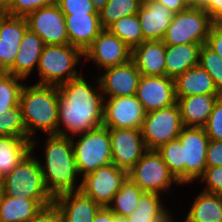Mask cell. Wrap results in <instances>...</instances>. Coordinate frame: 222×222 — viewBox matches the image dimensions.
<instances>
[{"label": "cell", "instance_id": "cell-22", "mask_svg": "<svg viewBox=\"0 0 222 222\" xmlns=\"http://www.w3.org/2000/svg\"><path fill=\"white\" fill-rule=\"evenodd\" d=\"M222 94H200L176 98L184 127L203 128Z\"/></svg>", "mask_w": 222, "mask_h": 222}, {"label": "cell", "instance_id": "cell-39", "mask_svg": "<svg viewBox=\"0 0 222 222\" xmlns=\"http://www.w3.org/2000/svg\"><path fill=\"white\" fill-rule=\"evenodd\" d=\"M203 128L210 140H222V96L216 101Z\"/></svg>", "mask_w": 222, "mask_h": 222}, {"label": "cell", "instance_id": "cell-52", "mask_svg": "<svg viewBox=\"0 0 222 222\" xmlns=\"http://www.w3.org/2000/svg\"><path fill=\"white\" fill-rule=\"evenodd\" d=\"M114 222H129L125 216H117L114 214Z\"/></svg>", "mask_w": 222, "mask_h": 222}, {"label": "cell", "instance_id": "cell-36", "mask_svg": "<svg viewBox=\"0 0 222 222\" xmlns=\"http://www.w3.org/2000/svg\"><path fill=\"white\" fill-rule=\"evenodd\" d=\"M0 135L28 137L20 104L0 114Z\"/></svg>", "mask_w": 222, "mask_h": 222}, {"label": "cell", "instance_id": "cell-16", "mask_svg": "<svg viewBox=\"0 0 222 222\" xmlns=\"http://www.w3.org/2000/svg\"><path fill=\"white\" fill-rule=\"evenodd\" d=\"M136 97L146 113L170 107L177 102L174 78L141 75Z\"/></svg>", "mask_w": 222, "mask_h": 222}, {"label": "cell", "instance_id": "cell-5", "mask_svg": "<svg viewBox=\"0 0 222 222\" xmlns=\"http://www.w3.org/2000/svg\"><path fill=\"white\" fill-rule=\"evenodd\" d=\"M31 151L5 177L4 194L24 199H54L46 189L37 156Z\"/></svg>", "mask_w": 222, "mask_h": 222}, {"label": "cell", "instance_id": "cell-46", "mask_svg": "<svg viewBox=\"0 0 222 222\" xmlns=\"http://www.w3.org/2000/svg\"><path fill=\"white\" fill-rule=\"evenodd\" d=\"M93 222H114V213L108 207H100Z\"/></svg>", "mask_w": 222, "mask_h": 222}, {"label": "cell", "instance_id": "cell-40", "mask_svg": "<svg viewBox=\"0 0 222 222\" xmlns=\"http://www.w3.org/2000/svg\"><path fill=\"white\" fill-rule=\"evenodd\" d=\"M198 179L206 183L203 191L222 196V166L206 167Z\"/></svg>", "mask_w": 222, "mask_h": 222}, {"label": "cell", "instance_id": "cell-8", "mask_svg": "<svg viewBox=\"0 0 222 222\" xmlns=\"http://www.w3.org/2000/svg\"><path fill=\"white\" fill-rule=\"evenodd\" d=\"M128 177L144 192H162V195L165 191L170 192L172 184L182 185L170 172L157 150H147L128 172Z\"/></svg>", "mask_w": 222, "mask_h": 222}, {"label": "cell", "instance_id": "cell-14", "mask_svg": "<svg viewBox=\"0 0 222 222\" xmlns=\"http://www.w3.org/2000/svg\"><path fill=\"white\" fill-rule=\"evenodd\" d=\"M132 50L108 29H103L91 45L84 51L86 60L99 68L124 64L131 60Z\"/></svg>", "mask_w": 222, "mask_h": 222}, {"label": "cell", "instance_id": "cell-50", "mask_svg": "<svg viewBox=\"0 0 222 222\" xmlns=\"http://www.w3.org/2000/svg\"><path fill=\"white\" fill-rule=\"evenodd\" d=\"M13 0H0V12L4 13L12 4Z\"/></svg>", "mask_w": 222, "mask_h": 222}, {"label": "cell", "instance_id": "cell-32", "mask_svg": "<svg viewBox=\"0 0 222 222\" xmlns=\"http://www.w3.org/2000/svg\"><path fill=\"white\" fill-rule=\"evenodd\" d=\"M107 29L119 37L131 50L143 42V34L137 14L122 17Z\"/></svg>", "mask_w": 222, "mask_h": 222}, {"label": "cell", "instance_id": "cell-41", "mask_svg": "<svg viewBox=\"0 0 222 222\" xmlns=\"http://www.w3.org/2000/svg\"><path fill=\"white\" fill-rule=\"evenodd\" d=\"M64 15L71 14H99L91 0H56Z\"/></svg>", "mask_w": 222, "mask_h": 222}, {"label": "cell", "instance_id": "cell-38", "mask_svg": "<svg viewBox=\"0 0 222 222\" xmlns=\"http://www.w3.org/2000/svg\"><path fill=\"white\" fill-rule=\"evenodd\" d=\"M55 3L56 0H13L11 6L4 13L12 16L26 17L37 9Z\"/></svg>", "mask_w": 222, "mask_h": 222}, {"label": "cell", "instance_id": "cell-28", "mask_svg": "<svg viewBox=\"0 0 222 222\" xmlns=\"http://www.w3.org/2000/svg\"><path fill=\"white\" fill-rule=\"evenodd\" d=\"M162 194L144 192L138 202L137 208L127 217L129 222H175L173 216L163 205Z\"/></svg>", "mask_w": 222, "mask_h": 222}, {"label": "cell", "instance_id": "cell-24", "mask_svg": "<svg viewBox=\"0 0 222 222\" xmlns=\"http://www.w3.org/2000/svg\"><path fill=\"white\" fill-rule=\"evenodd\" d=\"M131 59L141 75L165 76V44L163 41H144L132 50Z\"/></svg>", "mask_w": 222, "mask_h": 222}, {"label": "cell", "instance_id": "cell-49", "mask_svg": "<svg viewBox=\"0 0 222 222\" xmlns=\"http://www.w3.org/2000/svg\"><path fill=\"white\" fill-rule=\"evenodd\" d=\"M97 13H100L106 6L108 0H91Z\"/></svg>", "mask_w": 222, "mask_h": 222}, {"label": "cell", "instance_id": "cell-1", "mask_svg": "<svg viewBox=\"0 0 222 222\" xmlns=\"http://www.w3.org/2000/svg\"><path fill=\"white\" fill-rule=\"evenodd\" d=\"M82 74L58 87L57 135L74 137L102 126L104 96ZM62 124V126H61Z\"/></svg>", "mask_w": 222, "mask_h": 222}, {"label": "cell", "instance_id": "cell-35", "mask_svg": "<svg viewBox=\"0 0 222 222\" xmlns=\"http://www.w3.org/2000/svg\"><path fill=\"white\" fill-rule=\"evenodd\" d=\"M157 152L161 155L170 172L183 185V163L180 140L177 138L163 144L157 149Z\"/></svg>", "mask_w": 222, "mask_h": 222}, {"label": "cell", "instance_id": "cell-18", "mask_svg": "<svg viewBox=\"0 0 222 222\" xmlns=\"http://www.w3.org/2000/svg\"><path fill=\"white\" fill-rule=\"evenodd\" d=\"M27 29L25 17L0 14V73L6 72L14 64Z\"/></svg>", "mask_w": 222, "mask_h": 222}, {"label": "cell", "instance_id": "cell-42", "mask_svg": "<svg viewBox=\"0 0 222 222\" xmlns=\"http://www.w3.org/2000/svg\"><path fill=\"white\" fill-rule=\"evenodd\" d=\"M207 167L222 166V140H209L206 152Z\"/></svg>", "mask_w": 222, "mask_h": 222}, {"label": "cell", "instance_id": "cell-30", "mask_svg": "<svg viewBox=\"0 0 222 222\" xmlns=\"http://www.w3.org/2000/svg\"><path fill=\"white\" fill-rule=\"evenodd\" d=\"M183 222H222V196L202 191Z\"/></svg>", "mask_w": 222, "mask_h": 222}, {"label": "cell", "instance_id": "cell-48", "mask_svg": "<svg viewBox=\"0 0 222 222\" xmlns=\"http://www.w3.org/2000/svg\"><path fill=\"white\" fill-rule=\"evenodd\" d=\"M187 8H202V0H182Z\"/></svg>", "mask_w": 222, "mask_h": 222}, {"label": "cell", "instance_id": "cell-26", "mask_svg": "<svg viewBox=\"0 0 222 222\" xmlns=\"http://www.w3.org/2000/svg\"><path fill=\"white\" fill-rule=\"evenodd\" d=\"M54 199H24L5 194L0 200V222H28Z\"/></svg>", "mask_w": 222, "mask_h": 222}, {"label": "cell", "instance_id": "cell-31", "mask_svg": "<svg viewBox=\"0 0 222 222\" xmlns=\"http://www.w3.org/2000/svg\"><path fill=\"white\" fill-rule=\"evenodd\" d=\"M144 191L129 177L122 183L108 208L117 216H128L137 208Z\"/></svg>", "mask_w": 222, "mask_h": 222}, {"label": "cell", "instance_id": "cell-29", "mask_svg": "<svg viewBox=\"0 0 222 222\" xmlns=\"http://www.w3.org/2000/svg\"><path fill=\"white\" fill-rule=\"evenodd\" d=\"M30 152L28 137L0 135V178L9 174Z\"/></svg>", "mask_w": 222, "mask_h": 222}, {"label": "cell", "instance_id": "cell-17", "mask_svg": "<svg viewBox=\"0 0 222 222\" xmlns=\"http://www.w3.org/2000/svg\"><path fill=\"white\" fill-rule=\"evenodd\" d=\"M104 71L105 74L98 77L104 98L136 95L141 73L132 59Z\"/></svg>", "mask_w": 222, "mask_h": 222}, {"label": "cell", "instance_id": "cell-19", "mask_svg": "<svg viewBox=\"0 0 222 222\" xmlns=\"http://www.w3.org/2000/svg\"><path fill=\"white\" fill-rule=\"evenodd\" d=\"M143 34V42L162 41L174 12L155 0H143L137 13Z\"/></svg>", "mask_w": 222, "mask_h": 222}, {"label": "cell", "instance_id": "cell-4", "mask_svg": "<svg viewBox=\"0 0 222 222\" xmlns=\"http://www.w3.org/2000/svg\"><path fill=\"white\" fill-rule=\"evenodd\" d=\"M83 52L70 44L44 45L39 58L36 84L59 87L81 74L76 70Z\"/></svg>", "mask_w": 222, "mask_h": 222}, {"label": "cell", "instance_id": "cell-6", "mask_svg": "<svg viewBox=\"0 0 222 222\" xmlns=\"http://www.w3.org/2000/svg\"><path fill=\"white\" fill-rule=\"evenodd\" d=\"M72 137V146L80 177L112 163L110 129L103 125Z\"/></svg>", "mask_w": 222, "mask_h": 222}, {"label": "cell", "instance_id": "cell-25", "mask_svg": "<svg viewBox=\"0 0 222 222\" xmlns=\"http://www.w3.org/2000/svg\"><path fill=\"white\" fill-rule=\"evenodd\" d=\"M176 98L200 94H221L212 76L200 65L189 68L175 79Z\"/></svg>", "mask_w": 222, "mask_h": 222}, {"label": "cell", "instance_id": "cell-53", "mask_svg": "<svg viewBox=\"0 0 222 222\" xmlns=\"http://www.w3.org/2000/svg\"><path fill=\"white\" fill-rule=\"evenodd\" d=\"M4 195V183H3V179L0 178V200Z\"/></svg>", "mask_w": 222, "mask_h": 222}, {"label": "cell", "instance_id": "cell-37", "mask_svg": "<svg viewBox=\"0 0 222 222\" xmlns=\"http://www.w3.org/2000/svg\"><path fill=\"white\" fill-rule=\"evenodd\" d=\"M199 65L212 76L218 91L222 94V58L204 44L200 49Z\"/></svg>", "mask_w": 222, "mask_h": 222}, {"label": "cell", "instance_id": "cell-45", "mask_svg": "<svg viewBox=\"0 0 222 222\" xmlns=\"http://www.w3.org/2000/svg\"><path fill=\"white\" fill-rule=\"evenodd\" d=\"M202 8L214 20L217 16L222 15V0H205Z\"/></svg>", "mask_w": 222, "mask_h": 222}, {"label": "cell", "instance_id": "cell-23", "mask_svg": "<svg viewBox=\"0 0 222 222\" xmlns=\"http://www.w3.org/2000/svg\"><path fill=\"white\" fill-rule=\"evenodd\" d=\"M19 47L14 64L6 73L26 80L34 68L38 67L44 43L38 34L27 29Z\"/></svg>", "mask_w": 222, "mask_h": 222}, {"label": "cell", "instance_id": "cell-47", "mask_svg": "<svg viewBox=\"0 0 222 222\" xmlns=\"http://www.w3.org/2000/svg\"><path fill=\"white\" fill-rule=\"evenodd\" d=\"M155 1L163 4L165 7H167L169 10H171L174 13H178L180 11L187 9L182 0H155Z\"/></svg>", "mask_w": 222, "mask_h": 222}, {"label": "cell", "instance_id": "cell-43", "mask_svg": "<svg viewBox=\"0 0 222 222\" xmlns=\"http://www.w3.org/2000/svg\"><path fill=\"white\" fill-rule=\"evenodd\" d=\"M28 222H62L59 210L54 203L42 207Z\"/></svg>", "mask_w": 222, "mask_h": 222}, {"label": "cell", "instance_id": "cell-3", "mask_svg": "<svg viewBox=\"0 0 222 222\" xmlns=\"http://www.w3.org/2000/svg\"><path fill=\"white\" fill-rule=\"evenodd\" d=\"M19 104L28 139L31 141V151H34L38 144V139H35L37 131L47 135L57 134L58 87L24 84Z\"/></svg>", "mask_w": 222, "mask_h": 222}, {"label": "cell", "instance_id": "cell-21", "mask_svg": "<svg viewBox=\"0 0 222 222\" xmlns=\"http://www.w3.org/2000/svg\"><path fill=\"white\" fill-rule=\"evenodd\" d=\"M69 44L83 53L103 30L99 14L64 15Z\"/></svg>", "mask_w": 222, "mask_h": 222}, {"label": "cell", "instance_id": "cell-13", "mask_svg": "<svg viewBox=\"0 0 222 222\" xmlns=\"http://www.w3.org/2000/svg\"><path fill=\"white\" fill-rule=\"evenodd\" d=\"M25 19L28 29L38 34L44 45L69 44L65 17L57 3L37 9Z\"/></svg>", "mask_w": 222, "mask_h": 222}, {"label": "cell", "instance_id": "cell-15", "mask_svg": "<svg viewBox=\"0 0 222 222\" xmlns=\"http://www.w3.org/2000/svg\"><path fill=\"white\" fill-rule=\"evenodd\" d=\"M112 163L129 172L148 150L141 129H110Z\"/></svg>", "mask_w": 222, "mask_h": 222}, {"label": "cell", "instance_id": "cell-51", "mask_svg": "<svg viewBox=\"0 0 222 222\" xmlns=\"http://www.w3.org/2000/svg\"><path fill=\"white\" fill-rule=\"evenodd\" d=\"M213 26L222 33V15L217 16L214 20H213Z\"/></svg>", "mask_w": 222, "mask_h": 222}, {"label": "cell", "instance_id": "cell-9", "mask_svg": "<svg viewBox=\"0 0 222 222\" xmlns=\"http://www.w3.org/2000/svg\"><path fill=\"white\" fill-rule=\"evenodd\" d=\"M184 128L180 109L174 105L146 113L141 133L148 150H157L163 144L178 138Z\"/></svg>", "mask_w": 222, "mask_h": 222}, {"label": "cell", "instance_id": "cell-11", "mask_svg": "<svg viewBox=\"0 0 222 222\" xmlns=\"http://www.w3.org/2000/svg\"><path fill=\"white\" fill-rule=\"evenodd\" d=\"M127 177L126 170L110 163L82 177L80 190L100 207H108Z\"/></svg>", "mask_w": 222, "mask_h": 222}, {"label": "cell", "instance_id": "cell-7", "mask_svg": "<svg viewBox=\"0 0 222 222\" xmlns=\"http://www.w3.org/2000/svg\"><path fill=\"white\" fill-rule=\"evenodd\" d=\"M212 25L213 20L203 8H187L174 13L162 41L165 45H204Z\"/></svg>", "mask_w": 222, "mask_h": 222}, {"label": "cell", "instance_id": "cell-33", "mask_svg": "<svg viewBox=\"0 0 222 222\" xmlns=\"http://www.w3.org/2000/svg\"><path fill=\"white\" fill-rule=\"evenodd\" d=\"M143 0H108L99 13L103 29H107L122 17L137 14Z\"/></svg>", "mask_w": 222, "mask_h": 222}, {"label": "cell", "instance_id": "cell-44", "mask_svg": "<svg viewBox=\"0 0 222 222\" xmlns=\"http://www.w3.org/2000/svg\"><path fill=\"white\" fill-rule=\"evenodd\" d=\"M206 45L222 58V33L213 25L210 28Z\"/></svg>", "mask_w": 222, "mask_h": 222}, {"label": "cell", "instance_id": "cell-2", "mask_svg": "<svg viewBox=\"0 0 222 222\" xmlns=\"http://www.w3.org/2000/svg\"><path fill=\"white\" fill-rule=\"evenodd\" d=\"M46 136L44 162L39 160L46 189L53 198L67 192L80 190L81 184L78 185V180H76L80 174L71 138L57 134Z\"/></svg>", "mask_w": 222, "mask_h": 222}, {"label": "cell", "instance_id": "cell-12", "mask_svg": "<svg viewBox=\"0 0 222 222\" xmlns=\"http://www.w3.org/2000/svg\"><path fill=\"white\" fill-rule=\"evenodd\" d=\"M145 116L136 95L104 98L102 125L108 129H141Z\"/></svg>", "mask_w": 222, "mask_h": 222}, {"label": "cell", "instance_id": "cell-10", "mask_svg": "<svg viewBox=\"0 0 222 222\" xmlns=\"http://www.w3.org/2000/svg\"><path fill=\"white\" fill-rule=\"evenodd\" d=\"M181 142L183 184L195 182L206 169L209 138L204 128L184 127L178 136Z\"/></svg>", "mask_w": 222, "mask_h": 222}, {"label": "cell", "instance_id": "cell-34", "mask_svg": "<svg viewBox=\"0 0 222 222\" xmlns=\"http://www.w3.org/2000/svg\"><path fill=\"white\" fill-rule=\"evenodd\" d=\"M24 80L6 72L0 73V114L19 105Z\"/></svg>", "mask_w": 222, "mask_h": 222}, {"label": "cell", "instance_id": "cell-20", "mask_svg": "<svg viewBox=\"0 0 222 222\" xmlns=\"http://www.w3.org/2000/svg\"><path fill=\"white\" fill-rule=\"evenodd\" d=\"M62 222H93L100 206L81 190L67 192L54 198Z\"/></svg>", "mask_w": 222, "mask_h": 222}, {"label": "cell", "instance_id": "cell-27", "mask_svg": "<svg viewBox=\"0 0 222 222\" xmlns=\"http://www.w3.org/2000/svg\"><path fill=\"white\" fill-rule=\"evenodd\" d=\"M200 44L165 45V76L176 78L199 65Z\"/></svg>", "mask_w": 222, "mask_h": 222}]
</instances>
